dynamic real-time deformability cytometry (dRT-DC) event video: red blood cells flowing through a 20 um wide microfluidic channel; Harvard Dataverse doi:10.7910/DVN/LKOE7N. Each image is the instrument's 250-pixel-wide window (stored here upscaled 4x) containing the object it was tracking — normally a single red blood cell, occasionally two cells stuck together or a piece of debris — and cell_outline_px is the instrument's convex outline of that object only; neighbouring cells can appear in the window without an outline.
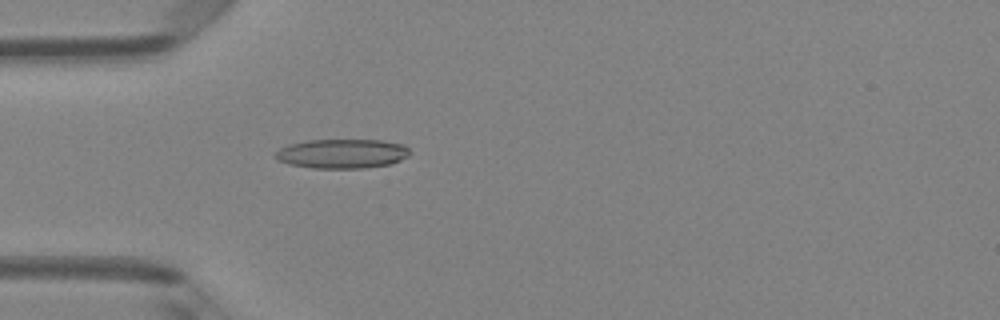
{"species": "Egyptian fruit bat (a non-hibernating species)", "species_latin": "Rousettus aegyptiacus", "temperature_condition": "room temperature", "stored_images_in_passage": 4, "camera_frame_rate_fps": 3000, "um_per_image_px": 0.085, "animal": {"sex": "female"}, "frame": {"image": 1, "passage_image": 4, "time_ms": 1.0, "image_size_px": [1000, 320], "cell_outline_px": [[412, 152], [408, 156], [400, 160], [388, 164], [364, 168], [312, 168], [288, 164], [276, 160], [276, 152], [280, 148], [288, 144], [308, 140], [380, 140], [404, 144]], "centroid_in_image_um": [29.07, 13.06], "position_along_channel_um": 55.9, "area_um2": 23.06}}